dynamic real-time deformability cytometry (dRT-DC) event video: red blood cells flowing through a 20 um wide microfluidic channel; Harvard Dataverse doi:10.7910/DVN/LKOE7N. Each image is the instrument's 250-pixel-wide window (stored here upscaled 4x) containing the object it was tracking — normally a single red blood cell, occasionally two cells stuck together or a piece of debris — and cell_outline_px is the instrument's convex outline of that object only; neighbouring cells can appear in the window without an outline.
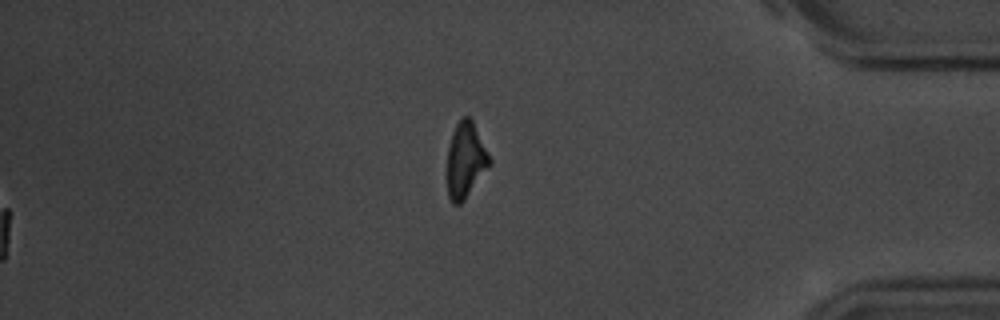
{"species": "common noctule bat (a hibernating species)", "species_latin": "Nyctalus noctula", "temperature_condition": "room temperature", "stored_images_in_passage": 56, "segment_of_instrument_passage": [2, 2], "camera_frame_rate_fps": 3000, "um_per_image_px": 0.085, "animal": {"sex": "male", "body_mass_g": 20.1, "forearm_length_mm": 53.5}, "frame": {"image": 1, "passage_image": 56, "time_ms": 18.333, "image_size_px": [1000, 320], "cell_outline_px": [[492, 164], [464, 200], [460, 204], [452, 204], [448, 196], [448, 148], [452, 132], [456, 124], [464, 116], [468, 116], [472, 120], [492, 160]], "centroid_in_image_um": [39.59, 13.62], "position_along_channel_um": 395.6, "area_um2": 18.55}}